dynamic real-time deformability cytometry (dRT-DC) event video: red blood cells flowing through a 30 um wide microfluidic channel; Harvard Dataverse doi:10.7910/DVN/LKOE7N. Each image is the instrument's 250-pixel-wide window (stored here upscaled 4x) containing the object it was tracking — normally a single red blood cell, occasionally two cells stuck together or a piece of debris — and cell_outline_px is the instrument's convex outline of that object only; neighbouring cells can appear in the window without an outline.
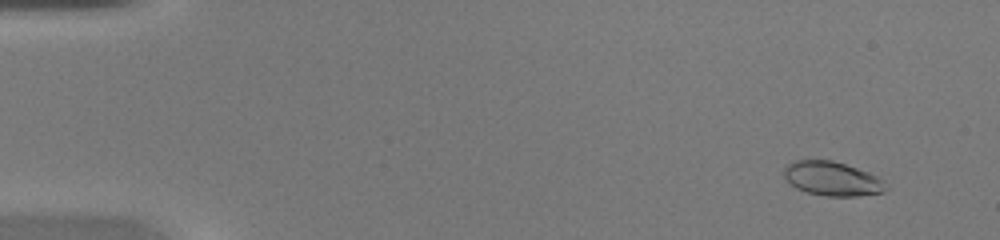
{"species": "common noctule bat (a hibernating species)", "species_latin": "Nyctalus noctula", "temperature_condition": "warm", "stored_images_in_passage": 50, "camera_frame_rate_fps": 3000, "um_per_image_px": 0.085, "animal": {"sex": "female", "body_mass_g": 20.0, "forearm_length_mm": 54.0}, "frame": {"image": 1, "passage_image": 4, "time_ms": 1.0, "image_size_px": [1000, 240], "cell_outline_px": [[888, 188], [884, 192], [856, 196], [824, 196], [808, 192], [796, 188], [784, 176], [784, 168], [788, 164], [796, 160], [832, 160], [868, 172], [876, 176]], "centroid_in_image_um": [70.72, 15.19], "position_along_channel_um": 14.3, "area_um2": 19.94}}
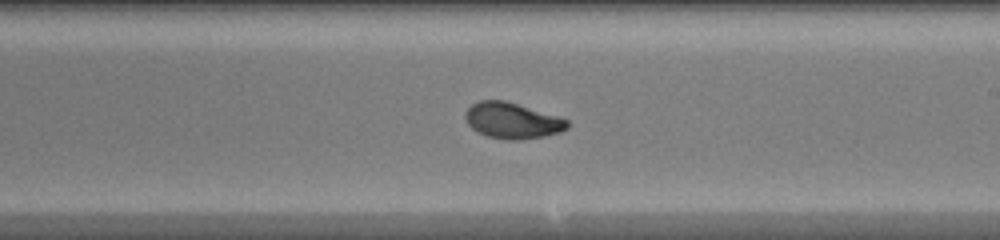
{"frame": {"image": 2, "passage_image": 30, "time_ms": 9.667, "image_size_px": [1000, 240], "cell_outline_px": [[568, 128], [560, 132], [544, 136], [520, 140], [508, 140], [488, 136], [476, 132], [468, 124], [464, 116], [464, 112], [472, 104], [480, 100], [504, 100], [556, 116], [568, 120]], "centroid_in_image_um": [43.5, 10.26], "position_along_channel_um": 245.5, "area_um2": 21.21}}
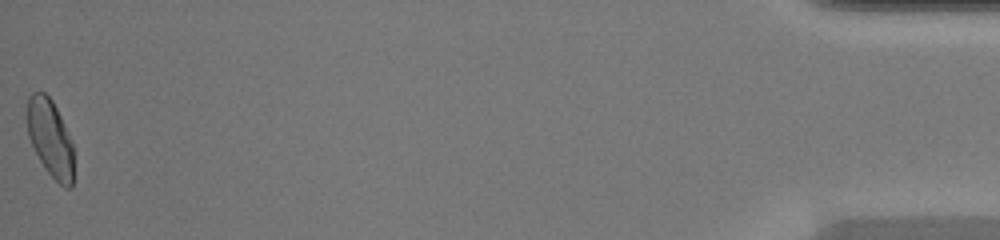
{"frame": {"image": 3, "passage_image": 50, "time_ms": 16.333, "image_size_px": [1000, 240], "cell_outline_px": [[72, 188], [64, 188], [44, 168], [28, 136], [28, 96], [32, 92], [44, 92], [52, 100], [72, 140]], "centroid_in_image_um": [4.27, 11.74], "position_along_channel_um": 430.9, "area_um2": 20.58}, "authors_computed_cell_mechanics": {"area_um2": 21.0103, "velocity_mm_per_s": 4.2035, "shape_relaxation_time_tau1_ms": 7.1087, "shape_relaxation_time_tau2_ms": 0.9398, "deformation_change_tau1": 0.2247, "deformation_change_tau2": 0.0523}}